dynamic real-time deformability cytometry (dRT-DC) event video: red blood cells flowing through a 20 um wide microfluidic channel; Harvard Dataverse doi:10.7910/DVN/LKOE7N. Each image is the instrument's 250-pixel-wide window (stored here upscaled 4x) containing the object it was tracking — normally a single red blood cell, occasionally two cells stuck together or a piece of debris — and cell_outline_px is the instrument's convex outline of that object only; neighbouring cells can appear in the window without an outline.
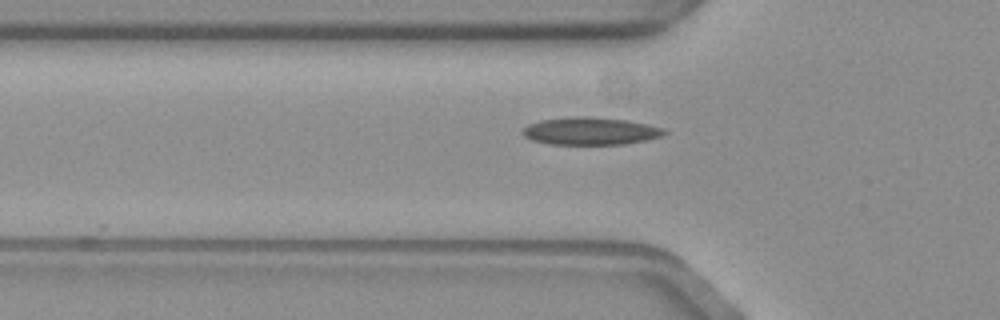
{"species": "common noctule bat (a hibernating species)", "species_latin": "Nyctalus noctula", "temperature_condition": "warm", "stored_images_in_passage": 32, "camera_frame_rate_fps": 3000, "um_per_image_px": 0.085, "animal": {"sex": "female", "body_mass_g": 19.3, "forearm_length_mm": 54.1}, "frame": {"image": 1, "passage_image": 2, "time_ms": 0.333, "image_size_px": [1000, 320], "cell_outline_px": [[668, 132], [664, 136], [624, 144], [552, 144], [532, 140], [524, 136], [520, 132], [528, 124], [540, 120], [572, 116], [588, 116], [628, 120], [648, 124], [664, 128]], "centroid_in_image_um": [50.2, 11.13], "position_along_channel_um": 75.6, "area_um2": 22.89}}
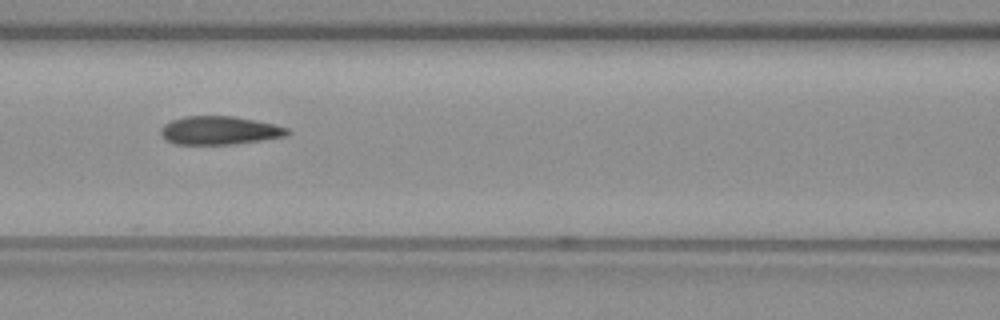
{"frame": {"image": 2, "passage_image": 8, "time_ms": 2.333, "image_size_px": [1000, 320], "cell_outline_px": [[292, 132], [288, 136], [232, 144], [176, 144], [164, 140], [160, 132], [160, 128], [164, 124], [172, 120], [184, 116], [232, 116], [272, 124], [288, 128]], "centroid_in_image_um": [18.63, 11.09], "position_along_channel_um": 148.0, "area_um2": 20.87}}
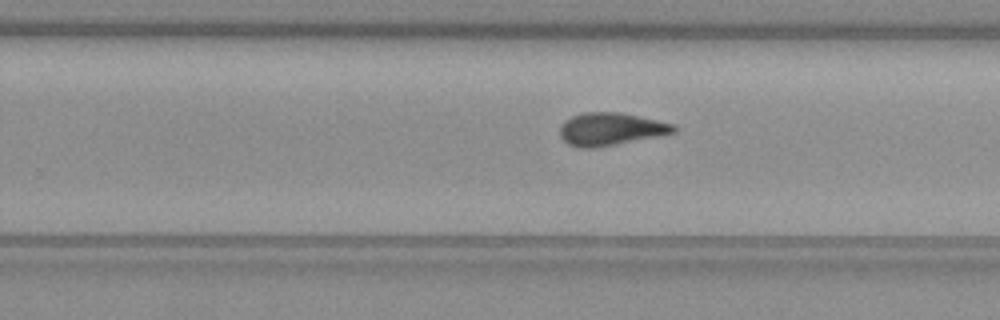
{"frame": {"image": 3, "passage_image": 19, "time_ms": 6.0, "image_size_px": [1000, 320], "cell_outline_px": [[676, 132], [596, 148], [580, 148], [568, 144], [560, 136], [560, 124], [564, 120], [572, 116], [584, 112], [620, 112], [656, 120], [672, 124], [676, 128]], "centroid_in_image_um": [51.84, 10.97], "position_along_channel_um": 278.0, "area_um2": 21.5}, "authors_computed_cell_mechanics": {"area_um2": 21.5016, "velocity_mm_per_s": 3.5556, "shape_relaxation_time_tau1_ms": null, "shape_relaxation_time_tau2_ms": 2.4934, "deformation_change_tau1": null, "deformation_change_tau2": 0.0978}}